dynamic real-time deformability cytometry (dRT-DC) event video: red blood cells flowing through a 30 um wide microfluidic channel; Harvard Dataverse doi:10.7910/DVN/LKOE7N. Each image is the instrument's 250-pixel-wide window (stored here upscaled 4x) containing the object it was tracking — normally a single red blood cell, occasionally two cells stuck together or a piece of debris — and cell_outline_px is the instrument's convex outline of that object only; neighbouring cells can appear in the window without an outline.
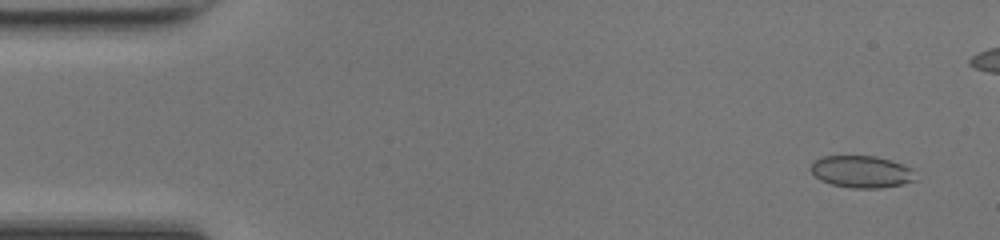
{"species": "common noctule bat (a hibernating species)", "species_latin": "Nyctalus noctula", "temperature_condition": "room temperature", "stored_images_in_passage": 44, "camera_frame_rate_fps": 3000, "um_per_image_px": 0.085, "animal": {"sex": "female", "body_mass_g": 17.0, "forearm_length_mm": 48.0}, "frame": {"image": 1, "passage_image": 3, "time_ms": 0.667, "image_size_px": [1000, 240], "cell_outline_px": [[916, 180], [900, 184], [880, 188], [852, 188], [832, 184], [820, 180], [808, 168], [812, 160], [824, 156], [876, 156], [912, 168]], "centroid_in_image_um": [73.17, 14.59], "position_along_channel_um": 11.8, "area_um2": 19.48}}
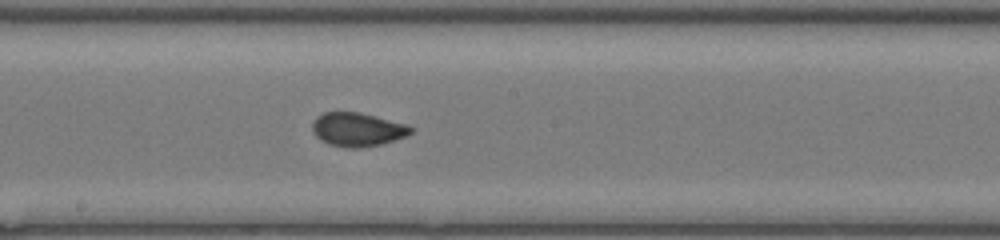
{"frame": {"image": 2, "passage_image": 26, "time_ms": 8.333, "image_size_px": [1000, 240], "cell_outline_px": [[412, 132], [408, 136], [380, 144], [360, 148], [348, 148], [328, 144], [320, 140], [312, 132], [312, 120], [316, 116], [324, 112], [360, 112], [408, 124], [412, 128]], "centroid_in_image_um": [30.36, 11.0], "position_along_channel_um": 217.8, "area_um2": 19.59}}
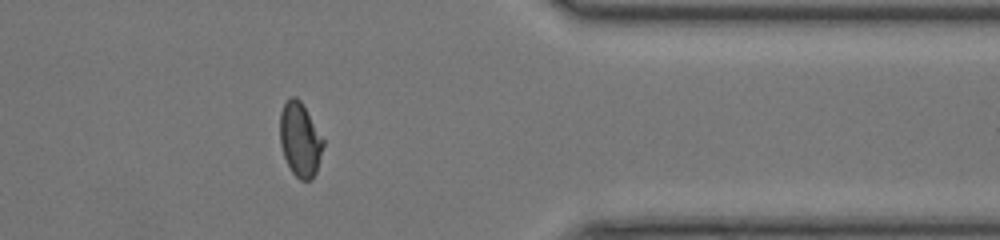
{"frame": {"image": 3, "passage_image": 39, "time_ms": 12.667, "image_size_px": [1000, 240], "cell_outline_px": [[324, 144], [316, 172], [312, 180], [300, 180], [292, 172], [284, 156], [280, 144], [280, 112], [284, 104], [292, 96], [296, 96], [300, 100], [324, 140]], "centroid_in_image_um": [25.5, 11.88], "position_along_channel_um": 385.9, "area_um2": 18.5}, "authors_computed_cell_mechanics": {"area_um2": 19.3919, "velocity_mm_per_s": 4.3004, "shape_relaxation_time_tau1_ms": null, "shape_relaxation_time_tau2_ms": 0.7436, "deformation_change_tau1": null, "deformation_change_tau2": 0.0559}}